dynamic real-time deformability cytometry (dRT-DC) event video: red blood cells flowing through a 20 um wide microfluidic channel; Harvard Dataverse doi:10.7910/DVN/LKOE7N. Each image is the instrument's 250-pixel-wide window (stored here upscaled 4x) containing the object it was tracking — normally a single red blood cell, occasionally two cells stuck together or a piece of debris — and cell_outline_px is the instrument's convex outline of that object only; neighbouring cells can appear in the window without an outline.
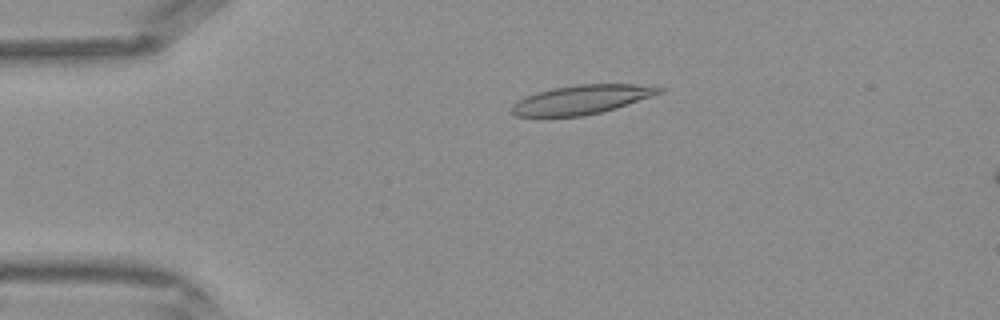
{"species": "Egyptian fruit bat (a non-hibernating species)", "species_latin": "Rousettus aegyptiacus", "temperature_condition": "warm", "stored_images_in_passage": 34, "camera_frame_rate_fps": 3000, "um_per_image_px": 0.085, "frame": {"image": 1, "passage_image": 1, "time_ms": 0.0, "image_size_px": [1000, 320], "cell_outline_px": [[664, 92], [616, 108], [584, 116], [516, 116], [508, 112], [512, 104], [516, 100], [536, 92], [552, 88], [576, 84], [652, 84], [664, 88]], "centroid_in_image_um": [49.44, 8.45], "position_along_channel_um": 35.6, "area_um2": 25.32}}
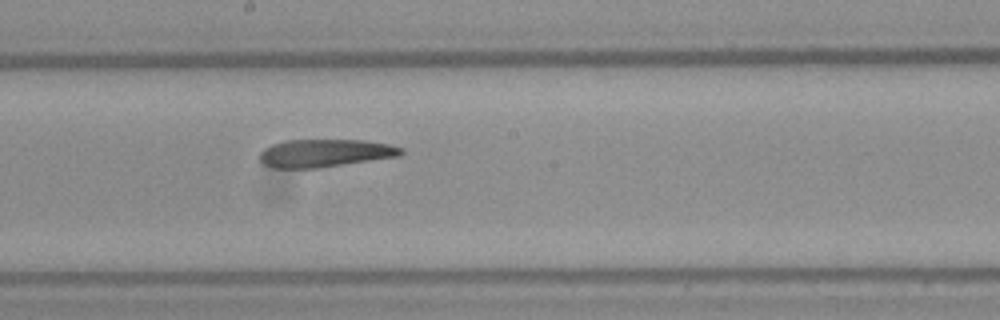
{"frame": {"image": 2, "passage_image": 15, "time_ms": 4.667, "image_size_px": [1000, 320], "cell_outline_px": [[404, 152], [400, 156], [316, 168], [276, 168], [264, 164], [260, 160], [260, 152], [264, 148], [272, 144], [284, 140], [360, 140], [388, 144], [404, 148]], "centroid_in_image_um": [27.62, 13.01], "position_along_channel_um": 220.6, "area_um2": 22.83}}
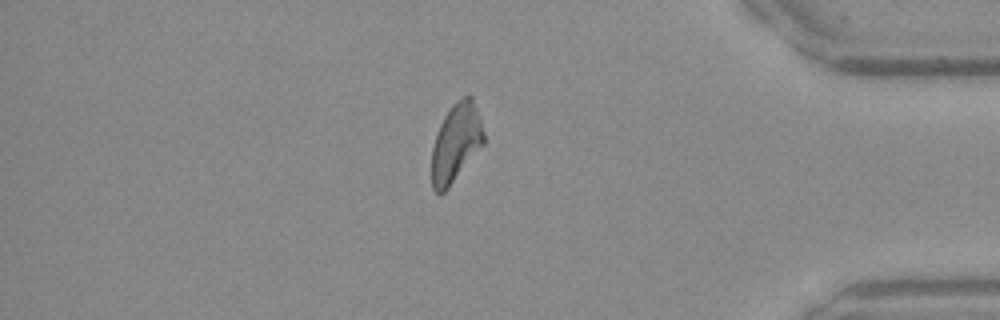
{"frame": {"image": 3, "passage_image": 28, "time_ms": 9.0, "image_size_px": [1000, 320], "cell_outline_px": [[484, 144], [448, 188], [440, 196], [432, 188], [432, 148], [436, 132], [444, 116], [452, 104], [456, 100], [464, 96], [472, 96], [480, 116], [484, 132]], "centroid_in_image_um": [38.75, 12.13], "position_along_channel_um": 396.4, "area_um2": 23.93}}